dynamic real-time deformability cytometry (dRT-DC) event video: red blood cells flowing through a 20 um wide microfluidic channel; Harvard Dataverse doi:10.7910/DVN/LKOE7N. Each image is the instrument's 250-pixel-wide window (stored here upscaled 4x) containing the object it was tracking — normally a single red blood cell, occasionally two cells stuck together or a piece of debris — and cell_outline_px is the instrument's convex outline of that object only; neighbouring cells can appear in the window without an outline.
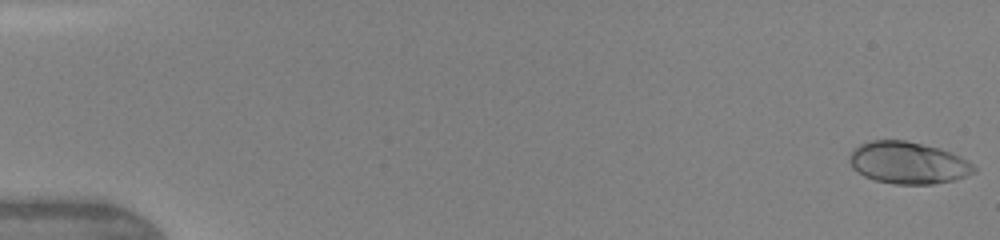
{"species": "human", "species_latin": "Homo sapiens", "temperature_condition": "warm", "stored_images_in_passage": 7, "camera_frame_rate_fps": 3000, "um_per_image_px": 0.085, "donor": {"sex": "female"}, "frame": {"image": 1, "passage_image": 1, "time_ms": 0.0, "image_size_px": [1000, 240], "cell_outline_px": [[976, 172], [956, 180], [932, 184], [896, 184], [876, 180], [864, 176], [852, 168], [848, 160], [852, 148], [860, 144], [872, 140], [904, 140], [940, 148], [960, 156], [968, 160], [976, 168]], "centroid_in_image_um": [77.18, 13.84], "position_along_channel_um": 7.8, "area_um2": 30.63}}
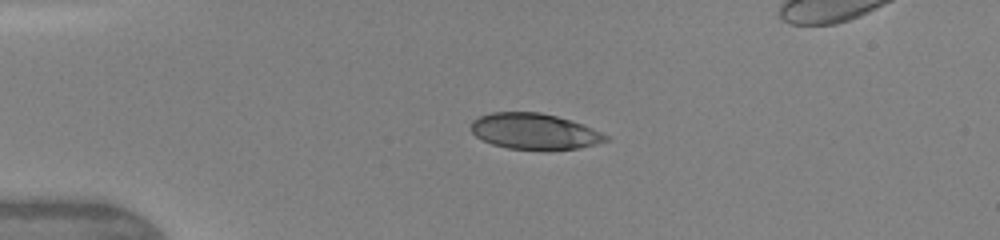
{"frame": {"image": 2, "passage_image": 5, "time_ms": 3.667, "image_size_px": [1000, 240], "cell_outline_px": [[608, 140], [580, 148], [508, 148], [492, 144], [476, 136], [472, 132], [472, 120], [480, 116], [492, 112], [540, 112], [556, 116], [584, 124], [608, 136]], "centroid_in_image_um": [45.41, 11.14], "position_along_channel_um": 39.6, "area_um2": 27.51}}